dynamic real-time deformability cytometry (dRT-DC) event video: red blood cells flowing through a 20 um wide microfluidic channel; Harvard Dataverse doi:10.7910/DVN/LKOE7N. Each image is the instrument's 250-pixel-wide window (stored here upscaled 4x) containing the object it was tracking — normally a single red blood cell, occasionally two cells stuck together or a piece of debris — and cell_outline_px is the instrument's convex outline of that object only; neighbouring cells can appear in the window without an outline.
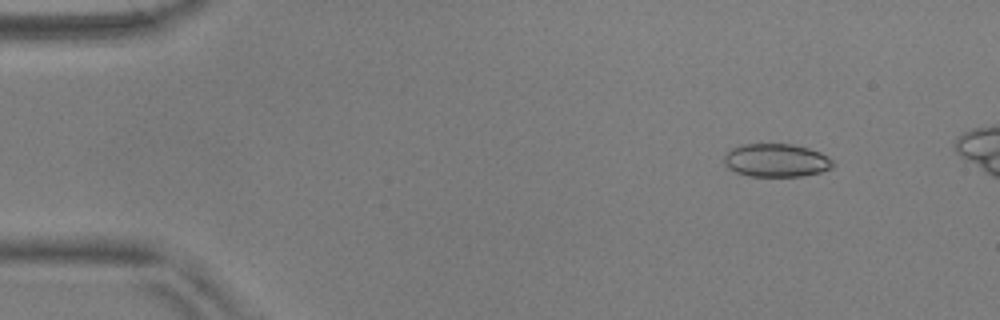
{"species": "common noctule bat (a hibernating species)", "species_latin": "Nyctalus noctula", "temperature_condition": "warm", "stored_images_in_passage": 13, "camera_frame_rate_fps": 3000, "um_per_image_px": 0.085, "animal": {"sex": "male", "body_mass_g": 17.9, "forearm_length_mm": 54.2}, "frame": {"image": 1, "passage_image": 6, "time_ms": 1.667, "image_size_px": [1000, 320], "cell_outline_px": [[836, 164], [832, 168], [820, 172], [804, 176], [748, 176], [736, 172], [728, 168], [724, 164], [724, 156], [732, 148], [744, 144], [792, 144], [808, 148], [820, 152], [832, 160]], "centroid_in_image_um": [65.99, 13.63], "position_along_channel_um": 19.0, "area_um2": 21.1}}